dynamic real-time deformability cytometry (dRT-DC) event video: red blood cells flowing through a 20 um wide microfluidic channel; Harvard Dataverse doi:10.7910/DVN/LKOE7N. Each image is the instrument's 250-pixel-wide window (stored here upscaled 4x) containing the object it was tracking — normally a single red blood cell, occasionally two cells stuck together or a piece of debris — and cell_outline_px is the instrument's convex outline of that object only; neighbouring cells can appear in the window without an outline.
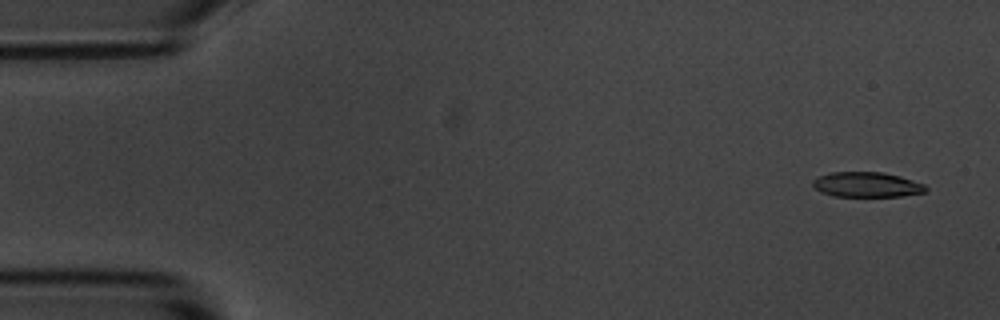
{"species": "common noctule bat (a hibernating species)", "species_latin": "Nyctalus noctula", "temperature_condition": "room temperature", "stored_images_in_passage": 5, "camera_frame_rate_fps": 3000, "um_per_image_px": 0.085, "animal": {"sex": "male", "body_mass_g": 20.1, "forearm_length_mm": 53.5}, "frame": {"image": 1, "passage_image": 1, "time_ms": 0.0, "image_size_px": [1000, 320], "cell_outline_px": [[928, 188], [924, 192], [900, 196], [832, 196], [820, 192], [812, 184], [812, 180], [820, 176], [832, 172], [884, 172], [900, 176], [924, 184]], "centroid_in_image_um": [73.67, 15.69], "position_along_channel_um": 11.3, "area_um2": 16.42}}